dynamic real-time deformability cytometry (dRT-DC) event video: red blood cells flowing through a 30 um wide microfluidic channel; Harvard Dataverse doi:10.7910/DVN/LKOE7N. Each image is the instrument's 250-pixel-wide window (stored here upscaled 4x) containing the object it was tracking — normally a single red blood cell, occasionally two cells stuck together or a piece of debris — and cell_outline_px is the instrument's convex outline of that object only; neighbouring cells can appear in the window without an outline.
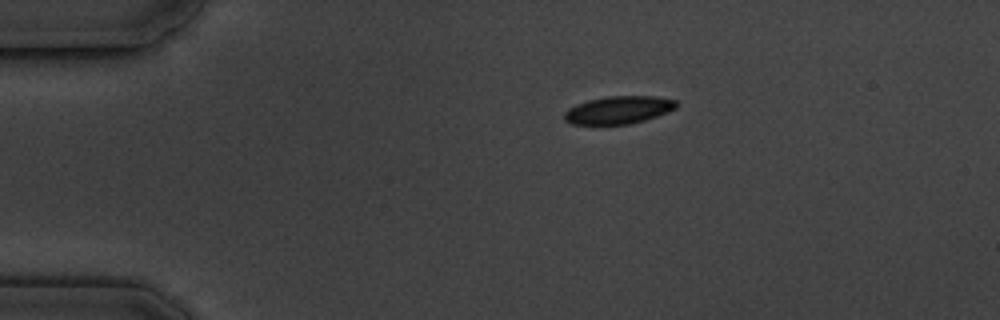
{"species": "common noctule bat (a hibernating species)", "species_latin": "Nyctalus noctula", "temperature_condition": "cold", "stored_images_in_passage": 2, "camera_frame_rate_fps": 3000, "um_per_image_px": 0.085, "animal": {"sex": "male", "body_mass_g": 19.5, "forearm_length_mm": 54.6}, "frame": {"image": 1, "passage_image": 1, "time_ms": 0.0, "image_size_px": [1000, 320], "cell_outline_px": [[676, 108], [656, 116], [644, 120], [628, 124], [572, 124], [564, 120], [564, 112], [568, 108], [576, 104], [588, 100], [608, 96], [656, 96], [676, 100]], "centroid_in_image_um": [52.54, 9.34], "position_along_channel_um": 32.5, "area_um2": 17.98}}